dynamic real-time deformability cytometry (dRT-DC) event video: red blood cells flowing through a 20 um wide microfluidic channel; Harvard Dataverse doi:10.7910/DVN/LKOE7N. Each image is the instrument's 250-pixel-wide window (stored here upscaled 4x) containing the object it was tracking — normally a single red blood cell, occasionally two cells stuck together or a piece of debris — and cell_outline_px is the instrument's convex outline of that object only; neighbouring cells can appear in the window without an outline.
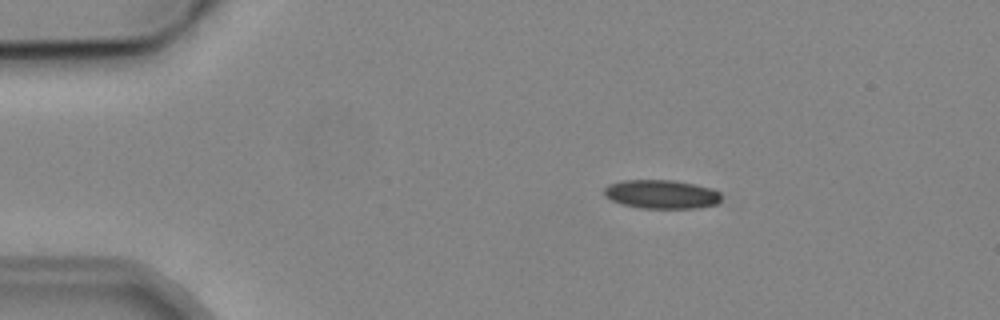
{"species": "common noctule bat (a hibernating species)", "species_latin": "Nyctalus noctula", "temperature_condition": "cold", "stored_images_in_passage": 8, "camera_frame_rate_fps": 3000, "um_per_image_px": 0.085, "animal": {"sex": "male", "body_mass_g": 19.2, "forearm_length_mm": 51.8}, "frame": {"image": 1, "passage_image": 4, "time_ms": 3.333, "image_size_px": [1000, 320], "cell_outline_px": [[720, 200], [716, 204], [696, 208], [640, 208], [620, 204], [604, 196], [604, 188], [608, 184], [620, 180], [676, 180], [696, 184], [712, 188], [720, 192]], "centroid_in_image_um": [56.2, 16.5], "position_along_channel_um": 28.8, "area_um2": 19.88}}